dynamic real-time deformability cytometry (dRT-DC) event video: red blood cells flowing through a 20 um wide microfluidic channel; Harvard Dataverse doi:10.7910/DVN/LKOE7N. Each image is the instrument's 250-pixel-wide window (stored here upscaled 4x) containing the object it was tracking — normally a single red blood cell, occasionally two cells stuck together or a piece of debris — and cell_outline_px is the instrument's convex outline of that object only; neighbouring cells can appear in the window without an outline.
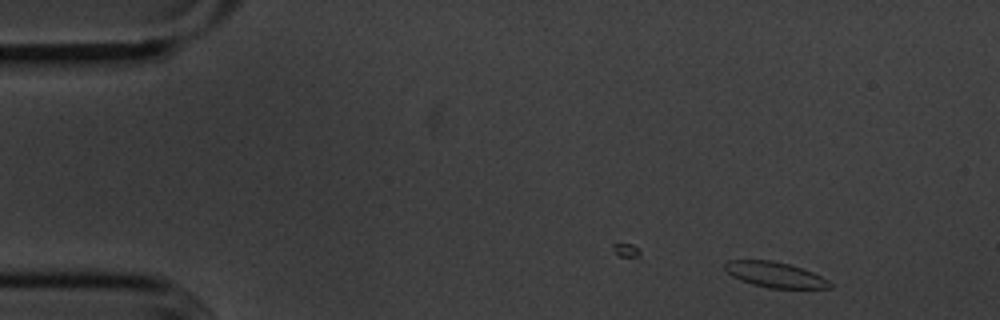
{"species": "common noctule bat (a hibernating species)", "species_latin": "Nyctalus noctula", "temperature_condition": "cold", "stored_images_in_passage": 4, "camera_frame_rate_fps": 3000, "um_per_image_px": 0.085, "animal": {"sex": "male", "body_mass_g": 20.1, "forearm_length_mm": 53.5}, "frame": {"image": 1, "passage_image": 3, "time_ms": 0.667, "image_size_px": [1000, 320], "cell_outline_px": [[832, 288], [768, 288], [752, 284], [732, 276], [724, 268], [724, 264], [728, 260], [772, 260], [788, 264], [812, 272], [828, 280], [832, 284]], "centroid_in_image_um": [65.86, 23.35], "position_along_channel_um": 19.1, "area_um2": 15.37}}